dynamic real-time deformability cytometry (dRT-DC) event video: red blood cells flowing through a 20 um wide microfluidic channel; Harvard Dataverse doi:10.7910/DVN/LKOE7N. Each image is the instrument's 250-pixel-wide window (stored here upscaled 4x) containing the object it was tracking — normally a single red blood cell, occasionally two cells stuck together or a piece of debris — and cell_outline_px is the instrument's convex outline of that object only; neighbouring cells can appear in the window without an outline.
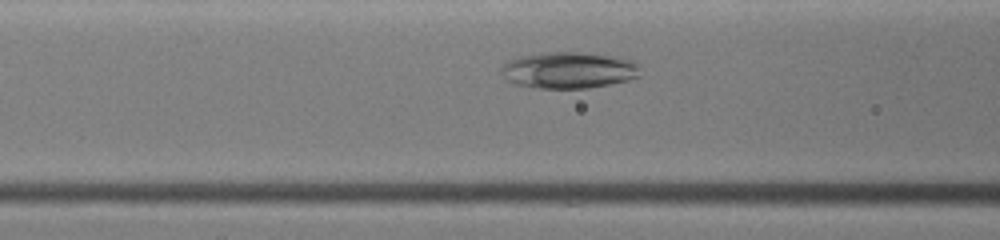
{"species": "common noctule bat (a hibernating species)", "species_latin": "Nyctalus noctula", "temperature_condition": "warm", "stored_images_in_passage": 28, "camera_frame_rate_fps": 3000, "um_per_image_px": 0.085, "animal": {"sex": "female", "body_mass_g": 19.0, "forearm_length_mm": 51.5}, "frame": {"image": 1, "passage_image": 8, "time_ms": 2.333, "image_size_px": [1000, 240], "cell_outline_px": [[640, 76], [628, 80], [588, 88], [540, 88], [516, 84], [508, 80], [500, 72], [500, 68], [508, 60], [524, 56], [548, 52], [584, 52], [612, 56], [632, 60], [640, 64]], "centroid_in_image_um": [48.38, 5.96], "position_along_channel_um": 118.2, "area_um2": 29.42}}
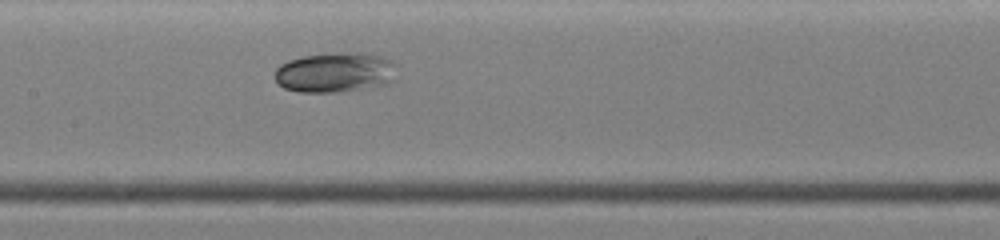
{"frame": {"image": 2, "passage_image": 12, "time_ms": 3.667, "image_size_px": [1000, 240], "cell_outline_px": [[396, 80], [388, 84], [344, 92], [300, 92], [284, 88], [276, 84], [276, 68], [280, 64], [288, 60], [304, 56], [340, 52], [368, 52], [380, 56], [396, 64]], "centroid_in_image_um": [28.52, 6.16], "position_along_channel_um": 178.9, "area_um2": 28.96}}
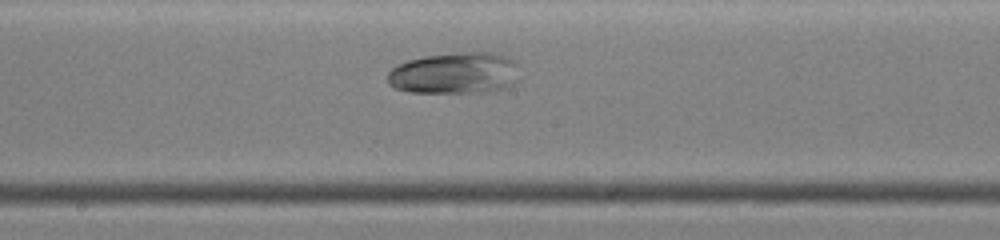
{"frame": {"image": 3, "passage_image": 14, "time_ms": 4.333, "image_size_px": [1000, 240], "cell_outline_px": [[516, 84], [496, 92], [408, 92], [396, 88], [388, 84], [388, 72], [396, 64], [408, 60], [424, 56], [460, 52], [496, 52], [508, 56], [516, 64]], "centroid_in_image_um": [38.67, 6.22], "position_along_channel_um": 209.5, "area_um2": 32.25}}